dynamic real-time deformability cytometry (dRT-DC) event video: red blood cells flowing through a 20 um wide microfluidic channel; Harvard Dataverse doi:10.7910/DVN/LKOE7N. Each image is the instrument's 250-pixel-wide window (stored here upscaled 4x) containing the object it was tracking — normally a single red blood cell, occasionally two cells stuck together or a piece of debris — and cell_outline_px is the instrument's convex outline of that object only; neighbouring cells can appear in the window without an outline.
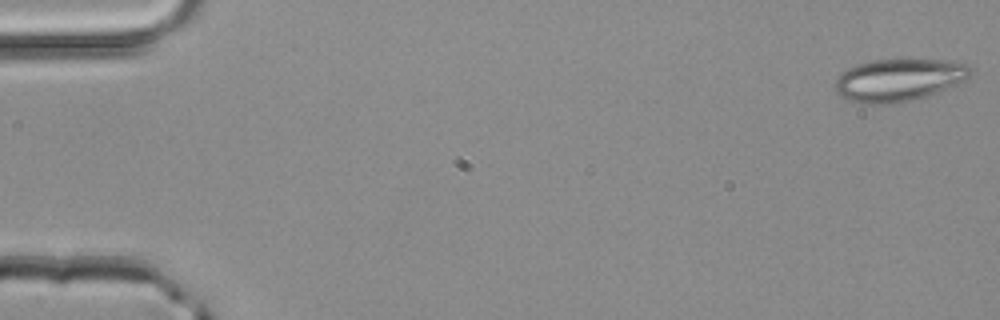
{"species": "common noctule bat (a hibernating species)", "species_latin": "Nyctalus noctula", "temperature_condition": "room temperature", "stored_images_in_passage": 50, "camera_frame_rate_fps": 3000, "um_per_image_px": 0.085, "animal": {"sex": "male", "body_mass_g": 20.4}, "frame": {"image": 1, "passage_image": 1, "time_ms": 0.0, "image_size_px": [1000, 320], "cell_outline_px": [[972, 68], [968, 76], [964, 80], [936, 92], [912, 100], [888, 104], [864, 104], [848, 100], [840, 96], [836, 92], [836, 80], [848, 68], [856, 64], [872, 60], [908, 56], [948, 60], [968, 64]], "centroid_in_image_um": [76.4, 6.74], "position_along_channel_um": 8.6, "area_um2": 34.16}}
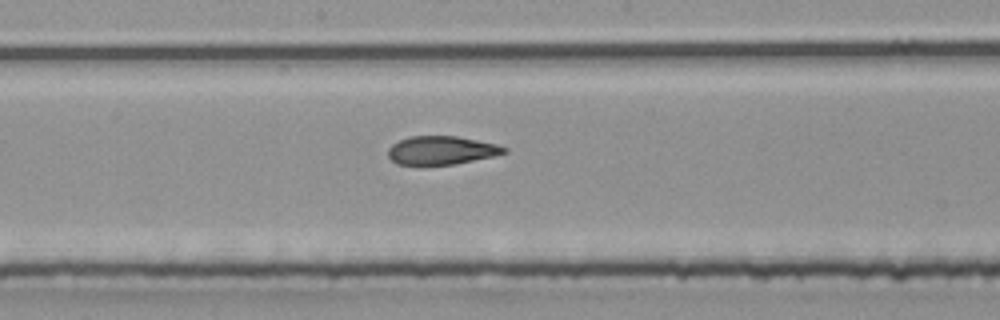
{"frame": {"image": 2, "passage_image": 27, "time_ms": 8.667, "image_size_px": [1000, 320], "cell_outline_px": [[508, 152], [496, 156], [456, 164], [420, 168], [416, 168], [396, 164], [388, 156], [388, 148], [392, 144], [408, 136], [460, 136], [496, 144], [508, 148]], "centroid_in_image_um": [37.49, 12.83], "position_along_channel_um": 210.7, "area_um2": 20.29}}
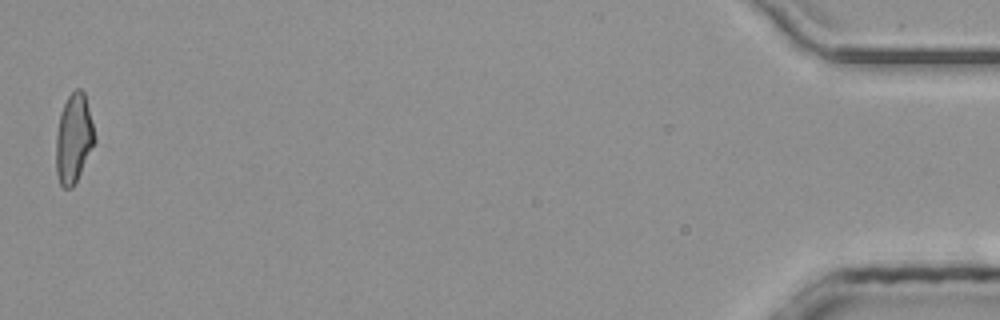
{"frame": {"image": 3, "passage_image": 50, "time_ms": 16.333, "image_size_px": [1000, 320], "cell_outline_px": [[96, 140], [76, 184], [72, 188], [64, 188], [60, 184], [56, 172], [56, 136], [60, 112], [68, 96], [76, 88], [80, 88], [84, 92], [96, 136]], "centroid_in_image_um": [6.27, 11.79], "position_along_channel_um": 428.9, "area_um2": 20.23}, "authors_computed_cell_mechanics": {"area_um2": 20.3456, "velocity_mm_per_s": 4.15, "shape_relaxation_time_tau1_ms": null, "shape_relaxation_time_tau2_ms": 2.013, "deformation_change_tau1": null, "deformation_change_tau2": 0.1039}}